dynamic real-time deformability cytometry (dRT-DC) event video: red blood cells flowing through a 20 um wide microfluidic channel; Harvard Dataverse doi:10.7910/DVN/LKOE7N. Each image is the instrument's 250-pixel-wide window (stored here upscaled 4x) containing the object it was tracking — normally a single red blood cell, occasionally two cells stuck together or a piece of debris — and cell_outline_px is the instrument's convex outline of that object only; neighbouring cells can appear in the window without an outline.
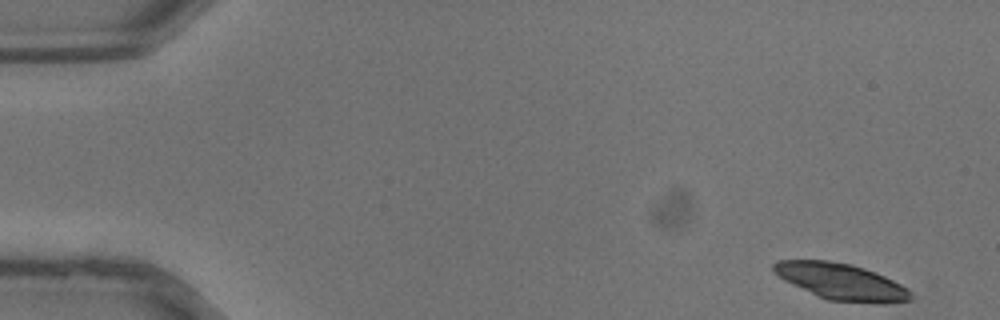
{"species": "common noctule bat (a hibernating species)", "species_latin": "Nyctalus noctula", "temperature_condition": "warm", "stored_images_in_passage": 11, "camera_frame_rate_fps": 3000, "um_per_image_px": 0.085, "animal": {"sex": "male", "body_mass_g": 13.3}, "frame": {"image": 1, "passage_image": 1, "time_ms": 0.0, "image_size_px": [1000, 320], "cell_outline_px": [[912, 300], [888, 304], [872, 304], [828, 300], [816, 296], [784, 280], [772, 272], [772, 264], [776, 260], [828, 260], [852, 264], [876, 272], [908, 288], [912, 292]], "centroid_in_image_um": [71.51, 23.95], "position_along_channel_um": 13.5, "area_um2": 29.59}}
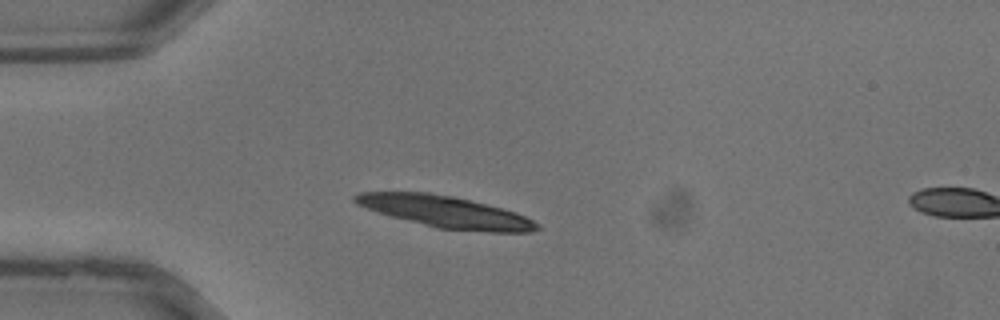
{"frame": {"image": 2, "passage_image": 9, "time_ms": 2.667, "image_size_px": [1000, 320], "cell_outline_px": [[540, 228], [532, 232], [492, 232], [436, 228], [376, 212], [356, 204], [352, 200], [352, 196], [356, 192], [428, 192], [452, 196], [516, 212], [532, 220]], "centroid_in_image_um": [37.8, 18.0], "position_along_channel_um": 47.2, "area_um2": 33.29}}